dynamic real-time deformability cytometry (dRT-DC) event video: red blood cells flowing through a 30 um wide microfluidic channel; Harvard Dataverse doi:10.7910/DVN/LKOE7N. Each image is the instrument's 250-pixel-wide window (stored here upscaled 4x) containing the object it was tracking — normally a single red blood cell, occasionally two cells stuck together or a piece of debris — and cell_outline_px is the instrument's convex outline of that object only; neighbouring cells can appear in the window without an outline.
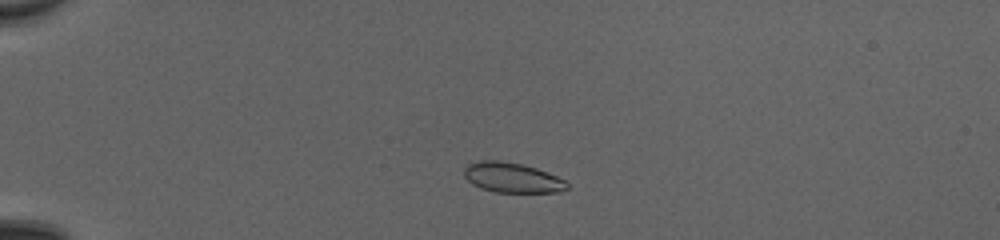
{"species": "common noctule bat (a hibernating species)", "species_latin": "Nyctalus noctula", "temperature_condition": "cold", "stored_images_in_passage": 44, "camera_frame_rate_fps": 3000, "um_per_image_px": 0.085, "animal": {"sex": "female", "body_mass_g": 20.0, "forearm_length_mm": 54.0}, "frame": {"image": 1, "passage_image": 7, "time_ms": 2.0, "image_size_px": [1000, 240], "cell_outline_px": [[568, 188], [556, 192], [496, 192], [480, 188], [472, 184], [464, 176], [464, 168], [468, 164], [480, 160], [500, 160], [520, 164], [536, 168], [556, 176], [564, 180], [568, 184]], "centroid_in_image_um": [43.49, 15.09], "position_along_channel_um": 41.5, "area_um2": 17.86}}
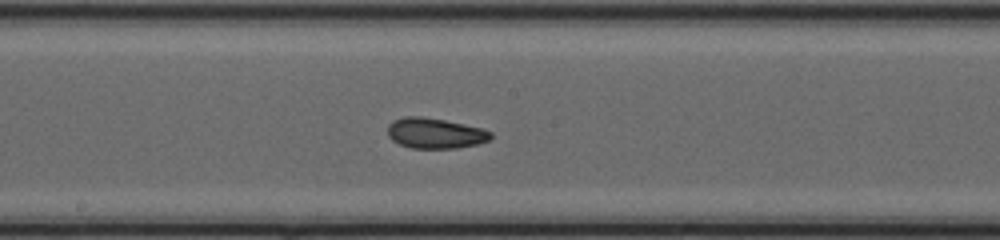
{"frame": {"image": 2, "passage_image": 23, "time_ms": 7.333, "image_size_px": [1000, 240], "cell_outline_px": [[492, 136], [488, 140], [476, 144], [456, 148], [412, 148], [400, 144], [392, 140], [388, 136], [388, 124], [392, 120], [404, 116], [420, 116], [444, 120], [464, 124], [480, 128], [492, 132]], "centroid_in_image_um": [36.94, 11.31], "position_along_channel_um": 211.3, "area_um2": 18.21}}
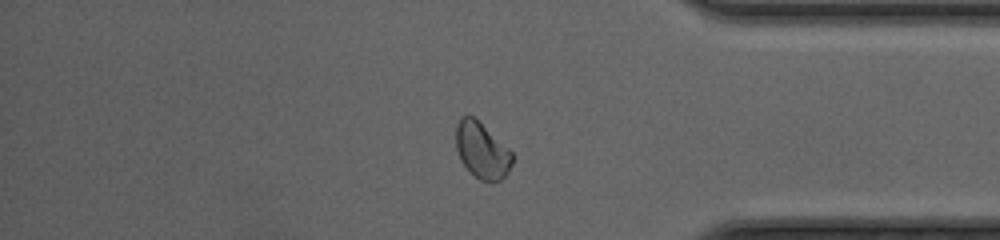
{"frame": {"image": 3, "passage_image": 37, "time_ms": 12.0, "image_size_px": [1000, 240], "cell_outline_px": [[512, 164], [508, 172], [500, 180], [492, 184], [480, 180], [460, 160], [456, 148], [456, 124], [460, 116], [472, 116], [512, 152]], "centroid_in_image_um": [40.95, 12.82], "position_along_channel_um": 394.3, "area_um2": 18.09}, "authors_computed_cell_mechanics": {"area_um2": 18.3515, "velocity_mm_per_s": 4.1932, "shape_relaxation_time_tau1_ms": 3.6471, "shape_relaxation_time_tau2_ms": 2.5189, "deformation_change_tau1": 0.0855, "deformation_change_tau2": 0.0468}}